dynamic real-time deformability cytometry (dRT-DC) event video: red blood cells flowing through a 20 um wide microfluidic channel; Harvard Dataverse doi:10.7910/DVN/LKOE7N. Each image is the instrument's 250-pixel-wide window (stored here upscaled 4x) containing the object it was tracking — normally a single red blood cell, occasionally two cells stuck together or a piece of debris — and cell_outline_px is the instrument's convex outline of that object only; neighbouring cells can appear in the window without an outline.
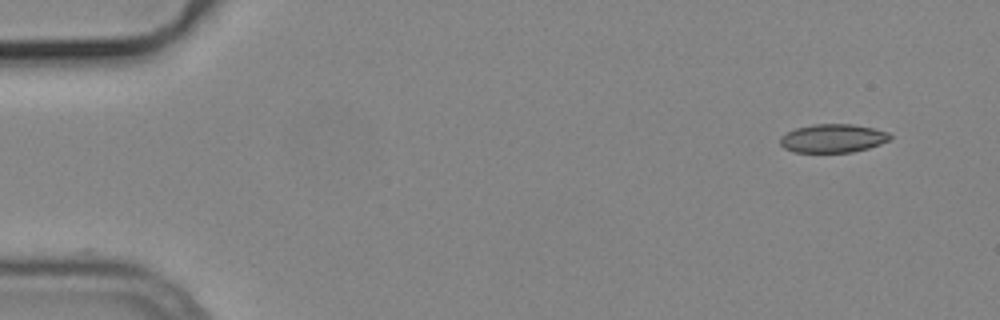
{"species": "common noctule bat (a hibernating species)", "species_latin": "Nyctalus noctula", "temperature_condition": "cold", "stored_images_in_passage": 51, "camera_frame_rate_fps": 3000, "um_per_image_px": 0.085, "animal": {"sex": "male", "body_mass_g": 19.2, "forearm_length_mm": 51.8}, "frame": {"image": 1, "passage_image": 1, "time_ms": 0.0, "image_size_px": [1000, 320], "cell_outline_px": [[892, 136], [888, 140], [880, 144], [868, 148], [852, 152], [792, 152], [784, 148], [780, 144], [780, 136], [796, 128], [816, 124], [852, 124], [872, 128], [888, 132]], "centroid_in_image_um": [70.77, 11.76], "position_along_channel_um": 14.2, "area_um2": 18.15}}
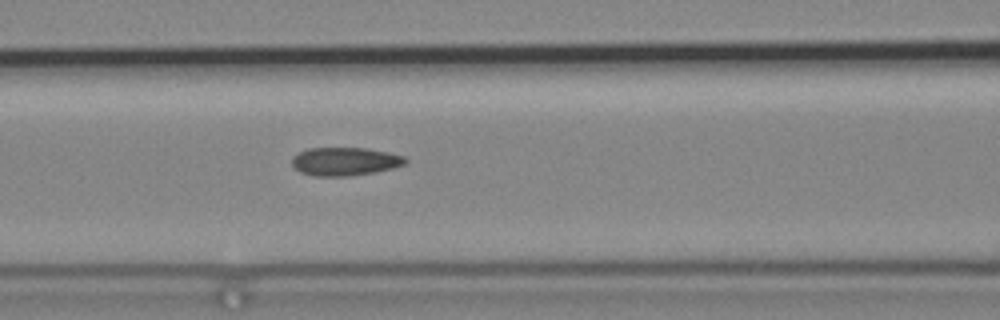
{"frame": {"image": 2, "passage_image": 20, "time_ms": 6.333, "image_size_px": [1000, 320], "cell_outline_px": [[408, 160], [404, 164], [392, 168], [376, 172], [352, 176], [312, 176], [300, 172], [292, 164], [292, 156], [308, 148], [368, 148], [388, 152], [404, 156]], "centroid_in_image_um": [29.32, 13.72], "position_along_channel_um": 137.3, "area_um2": 18.79}}
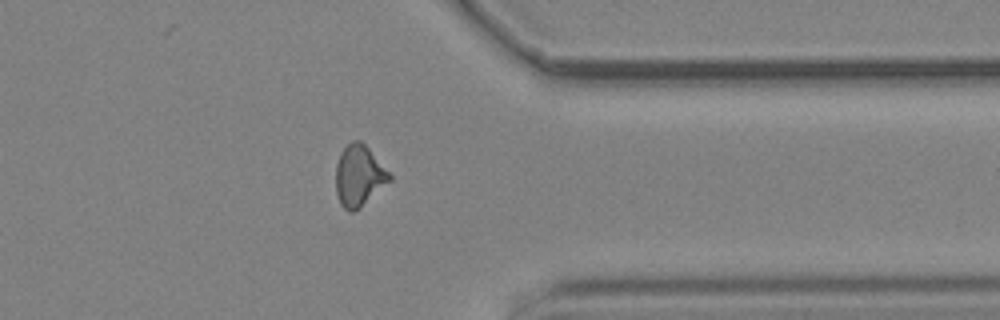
{"frame": {"image": 3, "passage_image": 40, "time_ms": 13.0, "image_size_px": [1000, 320], "cell_outline_px": [[392, 180], [360, 208], [352, 212], [348, 212], [340, 204], [336, 192], [336, 164], [340, 152], [352, 140], [360, 140], [368, 148], [392, 176]], "centroid_in_image_um": [30.51, 14.96], "position_along_channel_um": 380.9, "area_um2": 19.13}, "authors_computed_cell_mechanics": {"area_um2": 18.6116, "velocity_mm_per_s": 3.7823, "shape_relaxation_time_tau1_ms": null, "shape_relaxation_time_tau2_ms": 2.9249, "deformation_change_tau1": null, "deformation_change_tau2": 0.0735}}